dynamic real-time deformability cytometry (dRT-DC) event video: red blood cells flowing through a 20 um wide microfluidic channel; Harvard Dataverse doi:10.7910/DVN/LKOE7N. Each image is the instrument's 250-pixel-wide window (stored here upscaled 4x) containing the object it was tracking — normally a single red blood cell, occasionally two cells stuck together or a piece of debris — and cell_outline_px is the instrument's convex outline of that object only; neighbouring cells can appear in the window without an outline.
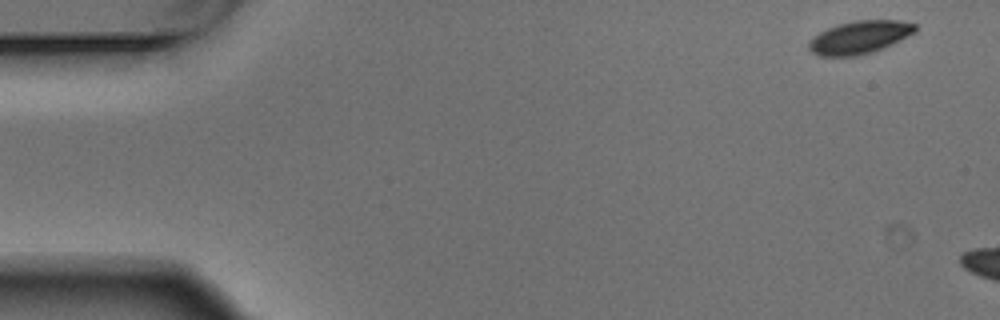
{"species": "Egyptian fruit bat (a non-hibernating species)", "species_latin": "Rousettus aegyptiacus", "temperature_condition": "warm", "stored_images_in_passage": 3, "camera_frame_rate_fps": 3000, "um_per_image_px": 0.085, "animal": {"sex": "male"}, "frame": {"image": 1, "passage_image": 1, "time_ms": 0.0, "image_size_px": [1000, 320], "cell_outline_px": [[916, 32], [892, 44], [872, 52], [856, 56], [816, 56], [808, 48], [808, 44], [820, 32], [828, 28], [840, 24], [856, 20], [896, 20], [916, 24]], "centroid_in_image_um": [73.07, 3.18], "position_along_channel_um": 11.9, "area_um2": 20.17}}